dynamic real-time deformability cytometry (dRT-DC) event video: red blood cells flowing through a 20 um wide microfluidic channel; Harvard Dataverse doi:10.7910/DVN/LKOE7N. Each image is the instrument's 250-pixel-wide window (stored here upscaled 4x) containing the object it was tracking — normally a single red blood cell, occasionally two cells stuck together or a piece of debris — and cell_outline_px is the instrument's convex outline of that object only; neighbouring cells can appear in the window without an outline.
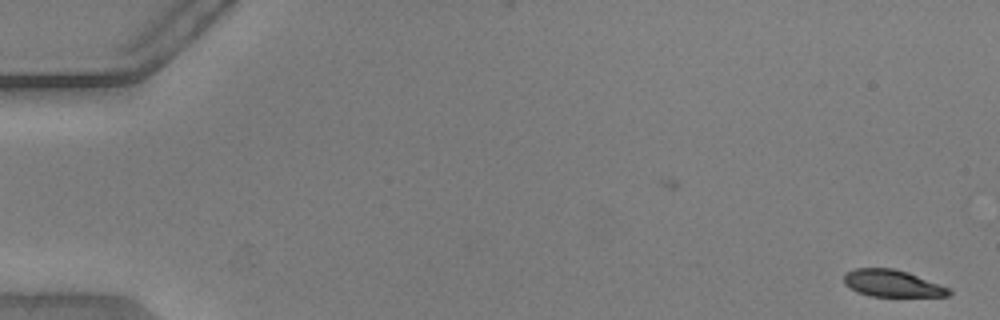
{"species": "common noctule bat (a hibernating species)", "species_latin": "Nyctalus noctula", "temperature_condition": "warm", "stored_images_in_passage": 54, "camera_frame_rate_fps": 3000, "um_per_image_px": 0.085, "animal": {"sex": "male", "body_mass_g": 20.5, "forearm_length_mm": 52.5}, "frame": {"image": 1, "passage_image": 1, "time_ms": 0.0, "image_size_px": [1000, 320], "cell_outline_px": [[952, 292], [948, 296], [872, 296], [856, 292], [844, 284], [844, 272], [856, 268], [892, 268], [908, 272], [952, 288]], "centroid_in_image_um": [75.85, 24.08], "position_along_channel_um": 9.1, "area_um2": 16.65}}
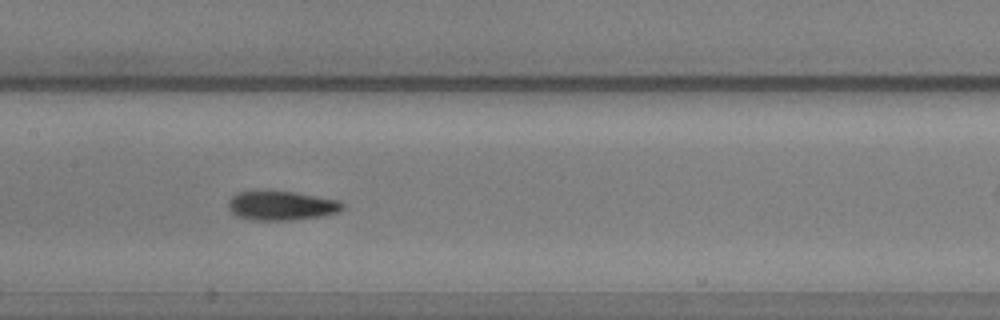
{"frame": {"image": 2, "passage_image": 27, "time_ms": 8.667, "image_size_px": [1000, 320], "cell_outline_px": [[344, 208], [336, 212], [324, 216], [292, 220], [252, 220], [236, 216], [228, 208], [228, 200], [236, 192], [260, 188], [292, 192], [340, 200], [344, 204]], "centroid_in_image_um": [23.86, 17.44], "position_along_channel_um": 183.5, "area_um2": 20.11}}
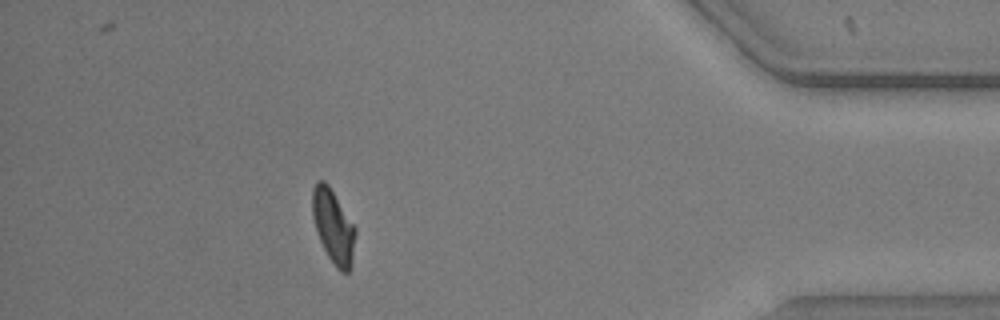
{"frame": {"image": 3, "passage_image": 48, "time_ms": 15.667, "image_size_px": [1000, 320], "cell_outline_px": [[356, 232], [352, 264], [348, 272], [340, 272], [336, 268], [328, 256], [320, 240], [312, 216], [312, 188], [316, 180], [324, 180], [328, 184], [356, 228]], "centroid_in_image_um": [28.33, 19.23], "position_along_channel_um": 406.9, "area_um2": 18.44}, "authors_computed_cell_mechanics": {"area_um2": 18.4382, "velocity_mm_per_s": 3.8195, "shape_relaxation_time_tau1_ms": 2.6035, "shape_relaxation_time_tau2_ms": 1.5944, "deformation_change_tau1": 0.1481, "deformation_change_tau2": 0.0482}}